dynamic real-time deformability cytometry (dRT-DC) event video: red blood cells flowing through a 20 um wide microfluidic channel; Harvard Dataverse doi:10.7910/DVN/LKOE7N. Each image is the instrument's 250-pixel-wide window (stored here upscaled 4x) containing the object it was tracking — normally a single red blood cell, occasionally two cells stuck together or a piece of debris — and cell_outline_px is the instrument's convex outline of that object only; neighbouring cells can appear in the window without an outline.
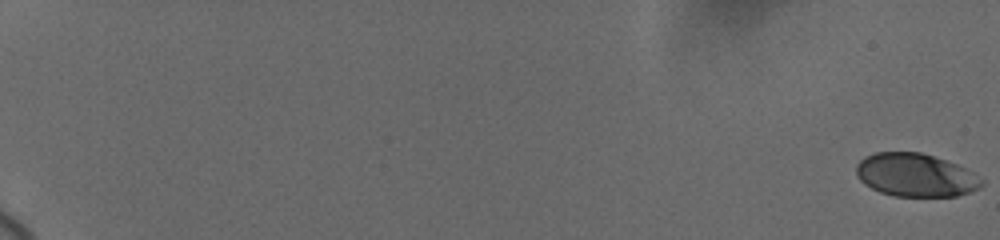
{"species": "human", "species_latin": "Homo sapiens", "temperature_condition": "cold", "stored_images_in_passage": 31, "camera_frame_rate_fps": 3000, "um_per_image_px": 0.085, "donor": {"sex": "female"}, "frame": {"image": 1, "passage_image": 1, "time_ms": 0.0, "image_size_px": [1000, 240], "cell_outline_px": [[984, 184], [980, 188], [956, 196], [896, 196], [880, 192], [864, 184], [856, 176], [856, 164], [864, 156], [876, 152], [920, 152], [956, 164], [972, 172], [984, 180]], "centroid_in_image_um": [77.8, 14.88], "position_along_channel_um": 7.2, "area_um2": 31.5}}
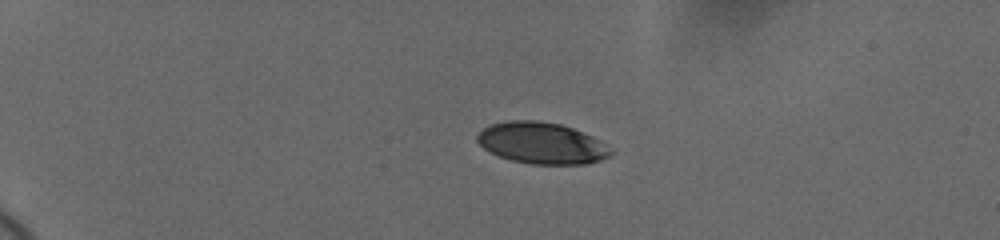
{"frame": {"image": 2, "passage_image": 26, "time_ms": 5.333, "image_size_px": [1000, 240], "cell_outline_px": [[616, 152], [612, 156], [588, 164], [532, 164], [512, 160], [500, 156], [484, 148], [476, 140], [476, 136], [484, 128], [492, 124], [508, 120], [536, 120], [560, 124], [572, 128], [592, 136], [616, 148]], "centroid_in_image_um": [46.14, 12.17], "position_along_channel_um": 38.9, "area_um2": 32.48}}